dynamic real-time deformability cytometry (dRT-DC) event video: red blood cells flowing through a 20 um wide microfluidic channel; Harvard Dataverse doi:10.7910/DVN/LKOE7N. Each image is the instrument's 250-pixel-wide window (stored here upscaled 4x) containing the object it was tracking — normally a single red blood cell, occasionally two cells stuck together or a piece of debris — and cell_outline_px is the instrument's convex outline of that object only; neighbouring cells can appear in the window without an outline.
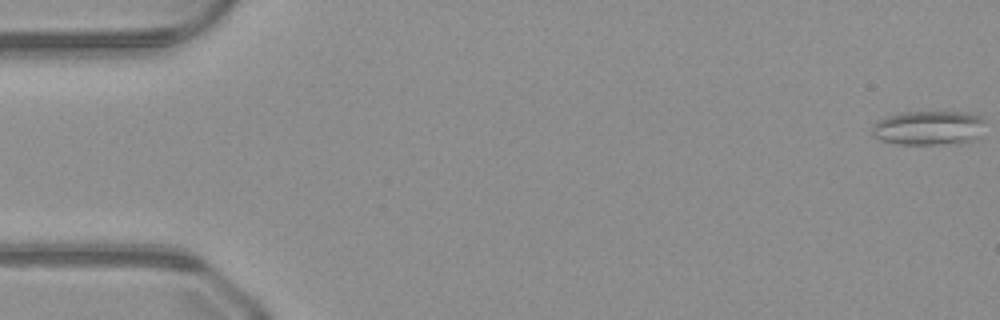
{"species": "common noctule bat (a hibernating species)", "species_latin": "Nyctalus noctula", "temperature_condition": "warm", "stored_images_in_passage": 51, "segment_of_instrument_passage": [1, 2], "camera_frame_rate_fps": 3000, "um_per_image_px": 0.085, "animal": {"sex": "male", "body_mass_g": 23.1, "forearm_length_mm": 52.7}, "frame": {"image": 1, "passage_image": 1, "time_ms": 0.0, "image_size_px": [1000, 320], "cell_outline_px": [[984, 120], [976, 140], [936, 144], [900, 144], [880, 140], [872, 136], [872, 128], [880, 120], [896, 112], [960, 112], [980, 116]], "centroid_in_image_um": [78.88, 10.86], "position_along_channel_um": 6.1, "area_um2": 22.25}}
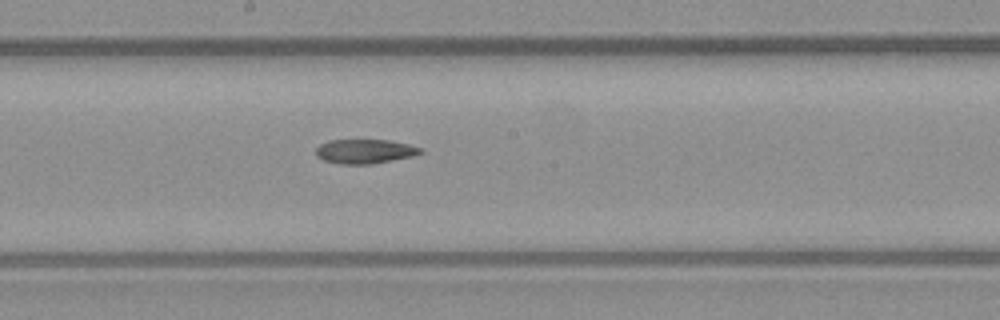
{"frame": {"image": 2, "passage_image": 27, "time_ms": 8.667, "image_size_px": [1000, 320], "cell_outline_px": [[424, 152], [412, 156], [372, 164], [340, 164], [324, 160], [316, 156], [316, 148], [320, 144], [328, 140], [388, 140], [408, 144], [420, 148]], "centroid_in_image_um": [30.98, 12.86], "position_along_channel_um": 217.2, "area_um2": 14.74}}
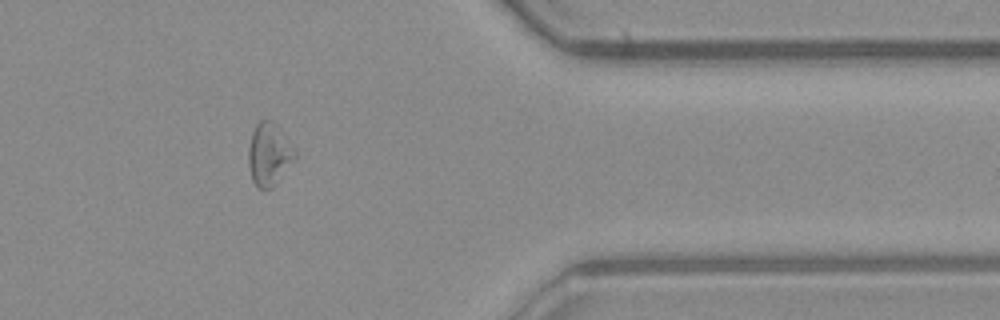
{"frame": {"image": 3, "passage_image": 41, "time_ms": 13.333, "image_size_px": [1000, 320], "cell_outline_px": [[296, 160], [276, 184], [272, 188], [260, 188], [252, 180], [248, 164], [248, 148], [252, 132], [256, 124], [260, 120], [272, 120], [280, 128], [296, 152]], "centroid_in_image_um": [22.88, 13.11], "position_along_channel_um": 388.5, "area_um2": 17.11}}